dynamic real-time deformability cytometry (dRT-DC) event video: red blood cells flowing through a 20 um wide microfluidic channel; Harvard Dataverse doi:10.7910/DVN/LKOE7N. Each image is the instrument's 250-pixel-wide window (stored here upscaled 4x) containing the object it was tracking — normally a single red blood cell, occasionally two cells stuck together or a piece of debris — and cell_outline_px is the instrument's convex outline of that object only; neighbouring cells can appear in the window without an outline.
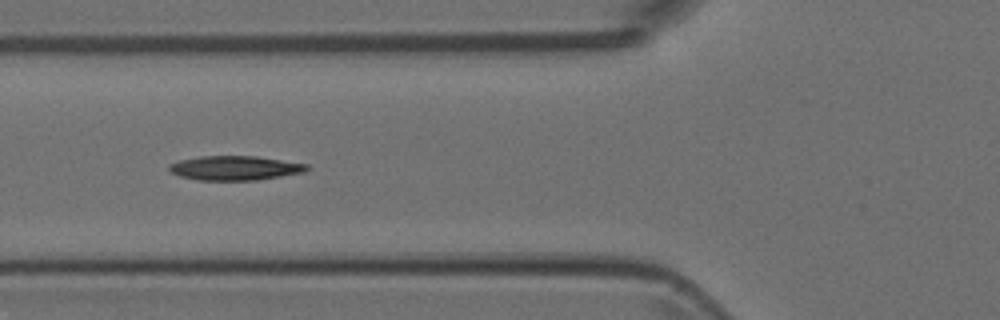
{"species": "Egyptian fruit bat (a non-hibernating species)", "species_latin": "Rousettus aegyptiacus", "temperature_condition": "room temperature", "stored_images_in_passage": 4, "camera_frame_rate_fps": 3000, "um_per_image_px": 0.085, "animal": {"sex": "female"}, "frame": {"image": 1, "passage_image": 2, "time_ms": 0.333, "image_size_px": [1000, 320], "cell_outline_px": [[308, 168], [304, 172], [256, 180], [200, 180], [180, 176], [172, 172], [168, 168], [168, 164], [180, 160], [200, 156], [256, 156], [308, 164]], "centroid_in_image_um": [19.95, 14.27], "position_along_channel_um": 105.8, "area_um2": 19.36}}
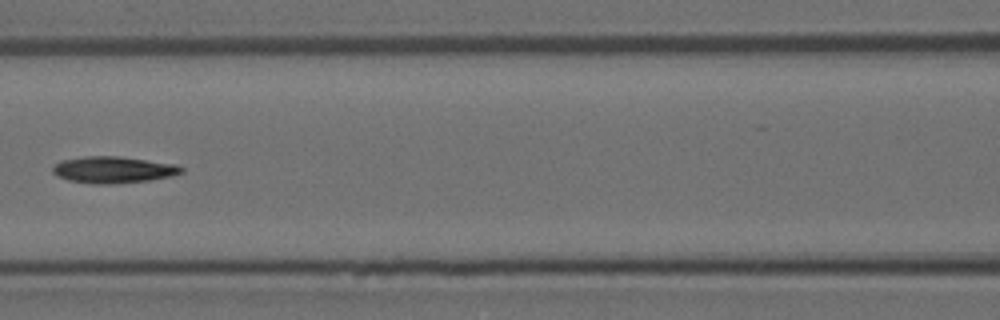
{"frame": {"image": 2, "passage_image": 3, "time_ms": 0.667, "image_size_px": [1000, 320], "cell_outline_px": [[184, 172], [172, 176], [148, 180], [112, 184], [92, 184], [68, 180], [52, 172], [52, 168], [60, 160], [84, 156], [116, 156], [176, 164], [184, 168]], "centroid_in_image_um": [9.63, 14.43], "position_along_channel_um": 157.0, "area_um2": 19.88}}
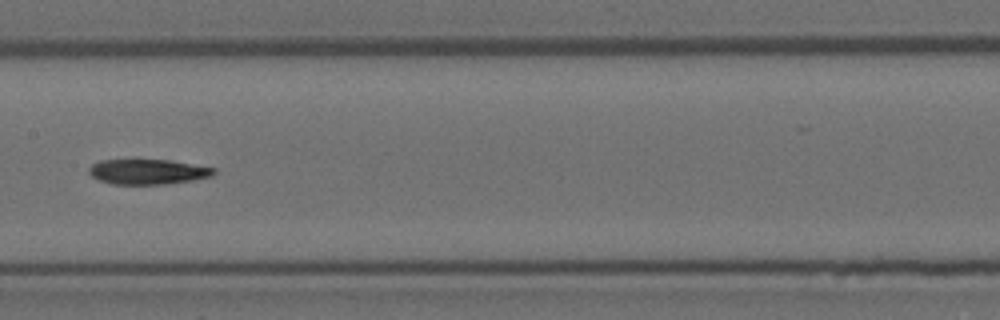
{"frame": {"image": 3, "passage_image": 4, "time_ms": 1.0, "image_size_px": [1000, 320], "cell_outline_px": [[216, 172], [212, 176], [192, 180], [164, 184], [112, 184], [100, 180], [92, 176], [88, 172], [88, 168], [92, 164], [100, 160], [168, 160], [216, 168]], "centroid_in_image_um": [12.55, 14.6], "position_along_channel_um": 194.8, "area_um2": 18.15}}